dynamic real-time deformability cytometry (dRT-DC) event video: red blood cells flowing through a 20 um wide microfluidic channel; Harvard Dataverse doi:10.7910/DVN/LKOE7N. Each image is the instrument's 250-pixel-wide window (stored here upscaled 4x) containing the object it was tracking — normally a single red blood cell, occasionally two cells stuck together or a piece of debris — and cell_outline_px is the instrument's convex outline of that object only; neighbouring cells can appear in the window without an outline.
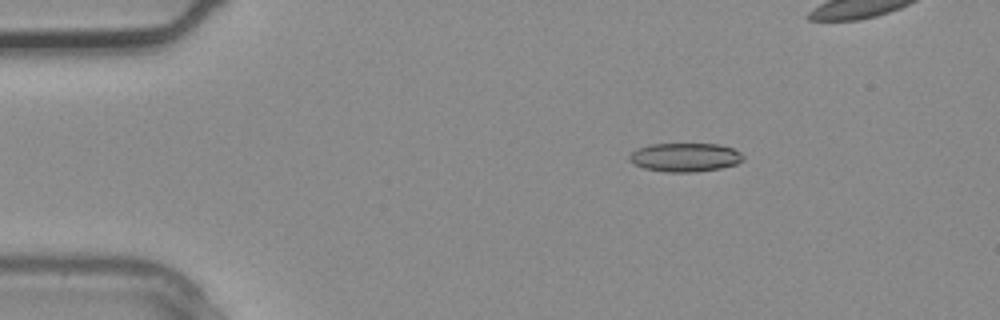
{"species": "common noctule bat (a hibernating species)", "species_latin": "Nyctalus noctula", "temperature_condition": "warm", "stored_images_in_passage": 3, "camera_frame_rate_fps": 3000, "um_per_image_px": 0.085, "animal": {"sex": "male", "body_mass_g": 20.4}, "frame": {"image": 1, "passage_image": 3, "time_ms": 0.667, "image_size_px": [1000, 320], "cell_outline_px": [[744, 160], [736, 164], [720, 168], [692, 172], [668, 172], [644, 168], [628, 160], [628, 156], [636, 148], [652, 144], [720, 144], [732, 148], [740, 152], [744, 156]], "centroid_in_image_um": [58.23, 13.36], "position_along_channel_um": 26.8, "area_um2": 19.02}}